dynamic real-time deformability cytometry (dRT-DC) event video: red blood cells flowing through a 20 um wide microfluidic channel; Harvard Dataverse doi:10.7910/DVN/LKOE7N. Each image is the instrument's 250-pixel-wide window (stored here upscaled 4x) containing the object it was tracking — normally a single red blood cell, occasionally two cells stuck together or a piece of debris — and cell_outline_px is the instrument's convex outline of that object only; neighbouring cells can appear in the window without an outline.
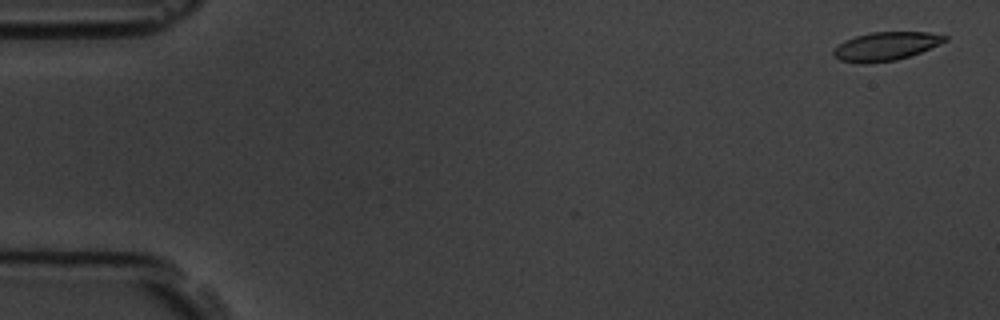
{"species": "common noctule bat (a hibernating species)", "species_latin": "Nyctalus noctula", "temperature_condition": "room temperature", "stored_images_in_passage": 5, "camera_frame_rate_fps": 3000, "um_per_image_px": 0.085, "animal": {"sex": "male", "body_mass_g": 19.5, "forearm_length_mm": 54.6}, "frame": {"image": 1, "passage_image": 1, "time_ms": 0.0, "image_size_px": [1000, 320], "cell_outline_px": [[948, 40], [920, 52], [896, 60], [864, 64], [860, 64], [840, 60], [832, 52], [844, 40], [856, 36], [872, 32], [928, 32], [948, 36]], "centroid_in_image_um": [75.29, 3.93], "position_along_channel_um": 9.7, "area_um2": 18.32}}
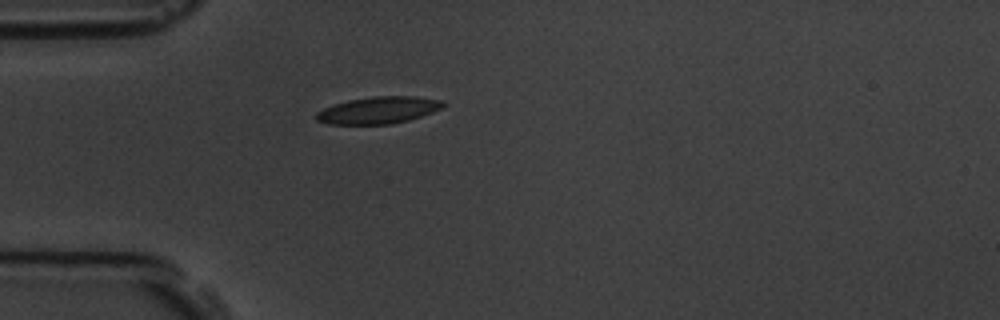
{"frame": {"image": 2, "passage_image": 5, "time_ms": 4.667, "image_size_px": [1000, 320], "cell_outline_px": [[444, 104], [440, 108], [432, 112], [408, 120], [392, 124], [328, 124], [316, 120], [316, 112], [324, 108], [348, 100], [372, 96], [416, 96], [444, 100]], "centroid_in_image_um": [32.16, 9.36], "position_along_channel_um": 52.8, "area_um2": 19.83}}